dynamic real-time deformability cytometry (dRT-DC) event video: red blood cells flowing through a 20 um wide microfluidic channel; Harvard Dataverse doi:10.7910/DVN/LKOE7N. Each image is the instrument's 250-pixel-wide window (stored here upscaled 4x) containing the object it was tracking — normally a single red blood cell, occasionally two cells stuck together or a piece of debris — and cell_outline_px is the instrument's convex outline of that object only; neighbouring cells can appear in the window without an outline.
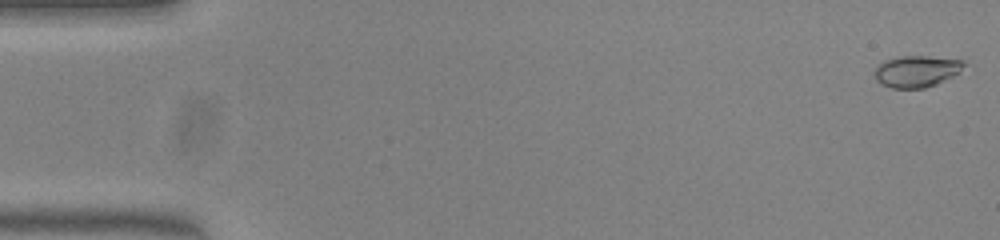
{"species": "common noctule bat (a hibernating species)", "species_latin": "Nyctalus noctula", "temperature_condition": "warm", "stored_images_in_passage": 51, "camera_frame_rate_fps": 3000, "um_per_image_px": 0.085, "animal": {"sex": "female", "body_mass_g": 23.0, "forearm_length_mm": 53.4}, "frame": {"image": 1, "passage_image": 1, "time_ms": 0.0, "image_size_px": [1000, 240], "cell_outline_px": [[964, 64], [960, 72], [936, 84], [924, 88], [892, 88], [880, 84], [876, 80], [872, 72], [884, 60], [900, 56], [928, 56], [964, 60]], "centroid_in_image_um": [77.87, 6.06], "position_along_channel_um": 7.1, "area_um2": 16.47}}
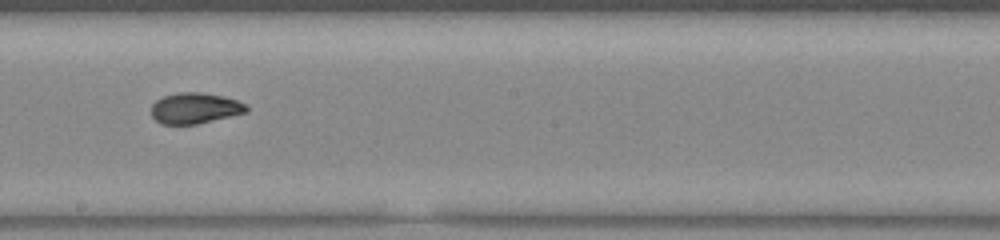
{"frame": {"image": 2, "passage_image": 29, "time_ms": 9.333, "image_size_px": [1000, 240], "cell_outline_px": [[248, 112], [196, 124], [160, 124], [152, 116], [152, 104], [156, 100], [164, 96], [180, 92], [200, 92], [224, 96], [236, 100], [244, 104], [248, 108]], "centroid_in_image_um": [16.56, 9.19], "position_along_channel_um": 231.6, "area_um2": 16.99}}
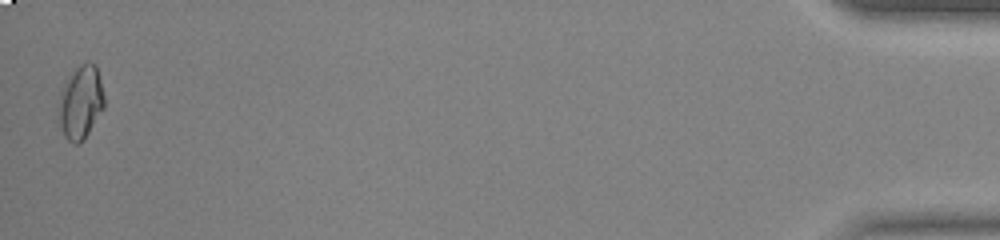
{"frame": {"image": 3, "passage_image": 51, "time_ms": 16.667, "image_size_px": [1000, 240], "cell_outline_px": [[104, 108], [84, 140], [80, 144], [76, 144], [68, 140], [64, 136], [60, 124], [56, 108], [60, 88], [72, 72], [80, 64], [88, 60], [96, 64], [104, 96]], "centroid_in_image_um": [6.83, 8.69], "position_along_channel_um": 428.4, "area_um2": 20.0}, "authors_computed_cell_mechanics": {"area_um2": 17.34, "velocity_mm_per_s": 3.9938, "shape_relaxation_time_tau1_ms": 4.7632, "shape_relaxation_time_tau2_ms": 1.7172, "deformation_change_tau1": 0.1868, "deformation_change_tau2": 0.0468}}